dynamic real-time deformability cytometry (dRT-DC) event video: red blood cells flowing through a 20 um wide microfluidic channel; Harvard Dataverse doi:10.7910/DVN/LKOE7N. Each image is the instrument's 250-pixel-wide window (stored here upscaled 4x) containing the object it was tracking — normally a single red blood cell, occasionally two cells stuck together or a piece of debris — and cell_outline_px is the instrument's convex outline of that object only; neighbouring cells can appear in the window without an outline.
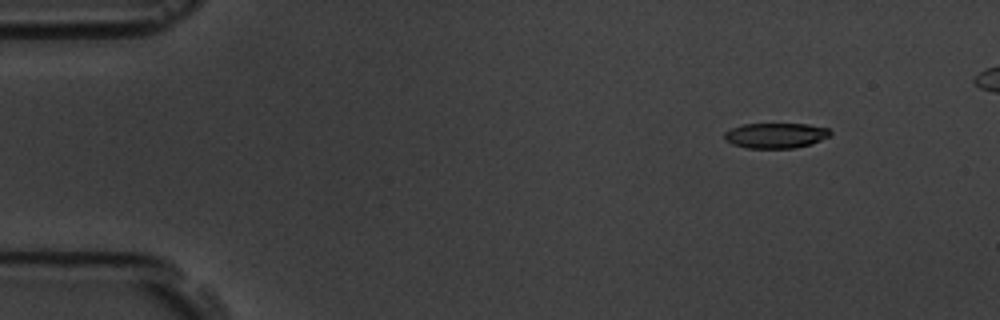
{"species": "common noctule bat (a hibernating species)", "species_latin": "Nyctalus noctula", "temperature_condition": "room temperature", "stored_images_in_passage": 6, "camera_frame_rate_fps": 3000, "um_per_image_px": 0.085, "animal": {"sex": "male", "body_mass_g": 19.5, "forearm_length_mm": 54.6}, "frame": {"image": 1, "passage_image": 2, "time_ms": 1.0, "image_size_px": [1000, 320], "cell_outline_px": [[832, 132], [828, 136], [820, 140], [796, 148], [748, 148], [732, 144], [724, 140], [724, 132], [732, 128], [744, 124], [808, 124], [828, 128]], "centroid_in_image_um": [65.9, 11.51], "position_along_channel_um": 19.1, "area_um2": 15.49}}
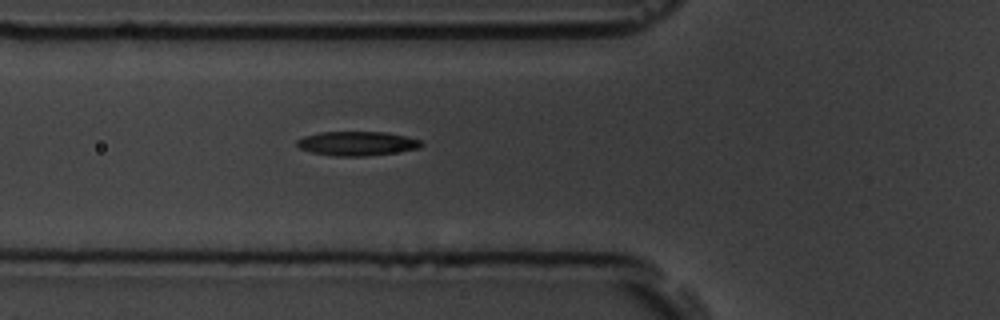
{"frame": {"image": 2, "passage_image": 6, "time_ms": 5.667, "image_size_px": [1000, 320], "cell_outline_px": [[424, 144], [420, 148], [396, 152], [368, 156], [336, 156], [312, 152], [300, 148], [296, 144], [296, 140], [304, 136], [320, 132], [384, 132], [404, 136], [420, 140]], "centroid_in_image_um": [30.34, 12.2], "position_along_channel_um": 95.5, "area_um2": 17.46}}